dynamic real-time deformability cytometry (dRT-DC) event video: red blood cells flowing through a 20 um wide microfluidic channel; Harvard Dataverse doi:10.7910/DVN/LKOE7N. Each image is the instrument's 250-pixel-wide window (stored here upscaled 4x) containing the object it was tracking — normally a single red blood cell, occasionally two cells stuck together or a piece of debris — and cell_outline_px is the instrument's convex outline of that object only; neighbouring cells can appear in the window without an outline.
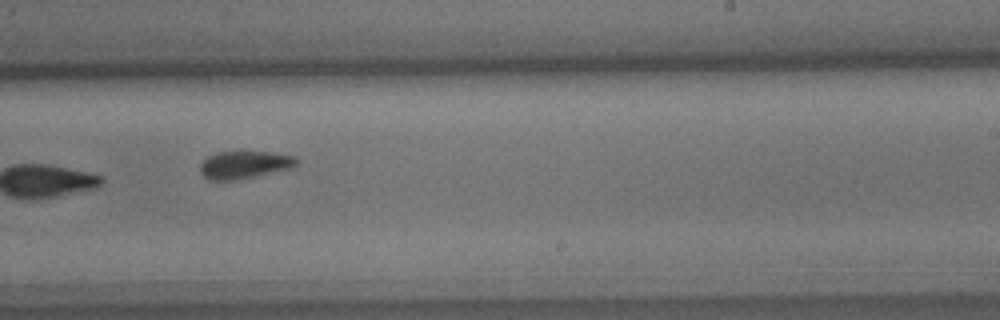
{"species": "common noctule bat (a hibernating species)", "species_latin": "Nyctalus noctula", "temperature_condition": "cold", "stored_images_in_passage": 9, "camera_frame_rate_fps": 3000, "um_per_image_px": 0.085, "animal": {"sex": "male", "body_mass_g": 15.6}, "frame": {"image": 1, "passage_image": 9, "time_ms": 9.333, "image_size_px": [1000, 320], "cell_outline_px": [[300, 160], [292, 168], [232, 180], [208, 180], [200, 172], [200, 164], [208, 156], [216, 152], [272, 152], [296, 156]], "centroid_in_image_um": [20.78, 13.99], "position_along_channel_um": 268.2, "area_um2": 15.37}}